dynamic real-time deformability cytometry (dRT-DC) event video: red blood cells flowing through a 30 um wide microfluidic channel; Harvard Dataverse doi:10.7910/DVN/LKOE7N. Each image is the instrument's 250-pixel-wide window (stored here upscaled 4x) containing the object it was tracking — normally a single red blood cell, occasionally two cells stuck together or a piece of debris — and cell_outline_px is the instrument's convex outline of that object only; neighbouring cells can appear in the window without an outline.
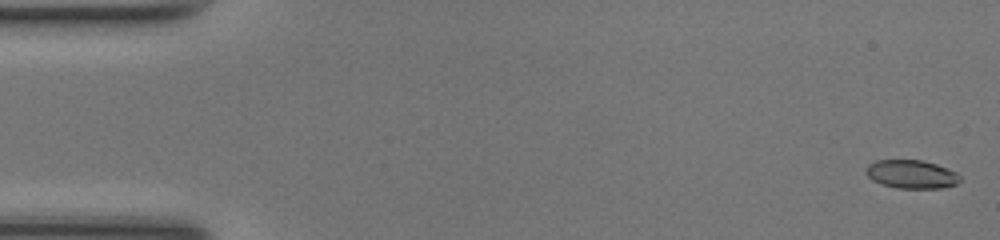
{"species": "common noctule bat (a hibernating species)", "species_latin": "Nyctalus noctula", "temperature_condition": "room temperature", "stored_images_in_passage": 49, "camera_frame_rate_fps": 3000, "um_per_image_px": 0.085, "animal": {"sex": "female", "body_mass_g": 17.0, "forearm_length_mm": 48.0}, "frame": {"image": 1, "passage_image": 1, "time_ms": 0.0, "image_size_px": [1000, 240], "cell_outline_px": [[960, 180], [956, 184], [940, 188], [896, 188], [880, 184], [872, 180], [864, 172], [864, 168], [868, 164], [876, 160], [920, 160], [936, 164], [948, 168], [956, 172], [960, 176]], "centroid_in_image_um": [77.43, 14.81], "position_along_channel_um": 7.6, "area_um2": 15.72}}
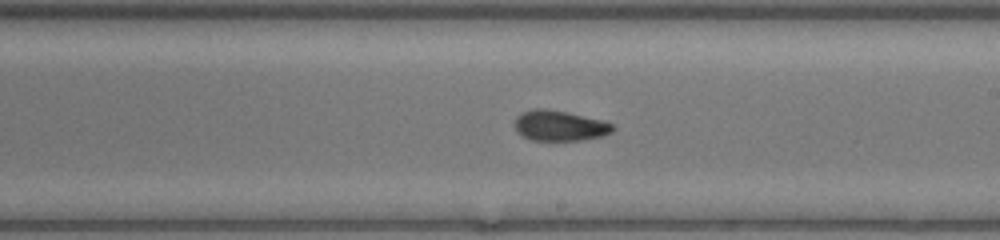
{"frame": {"image": 2, "passage_image": 28, "time_ms": 9.0, "image_size_px": [1000, 240], "cell_outline_px": [[612, 132], [604, 136], [580, 140], [532, 140], [516, 132], [512, 124], [516, 116], [532, 108], [544, 108], [568, 112], [600, 120], [612, 124]], "centroid_in_image_um": [47.5, 10.68], "position_along_channel_um": 241.5, "area_um2": 17.4}}
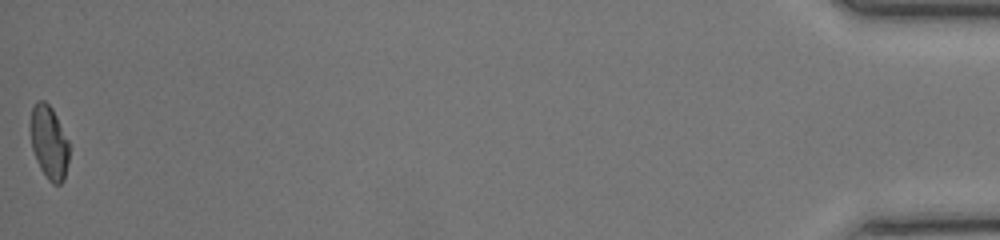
{"frame": {"image": 3, "passage_image": 49, "time_ms": 16.0, "image_size_px": [1000, 240], "cell_outline_px": [[68, 160], [64, 180], [60, 184], [52, 184], [48, 180], [40, 168], [36, 160], [32, 148], [32, 108], [36, 100], [44, 100], [52, 108], [68, 140]], "centroid_in_image_um": [4.18, 12.13], "position_along_channel_um": 431.0, "area_um2": 16.18}, "authors_computed_cell_mechanics": {"area_um2": 16.762, "velocity_mm_per_s": 4.2461, "shape_relaxation_time_tau1_ms": 7.1516, "shape_relaxation_time_tau2_ms": 3.1417, "deformation_change_tau1": 0.2194, "deformation_change_tau2": 0.0612}}